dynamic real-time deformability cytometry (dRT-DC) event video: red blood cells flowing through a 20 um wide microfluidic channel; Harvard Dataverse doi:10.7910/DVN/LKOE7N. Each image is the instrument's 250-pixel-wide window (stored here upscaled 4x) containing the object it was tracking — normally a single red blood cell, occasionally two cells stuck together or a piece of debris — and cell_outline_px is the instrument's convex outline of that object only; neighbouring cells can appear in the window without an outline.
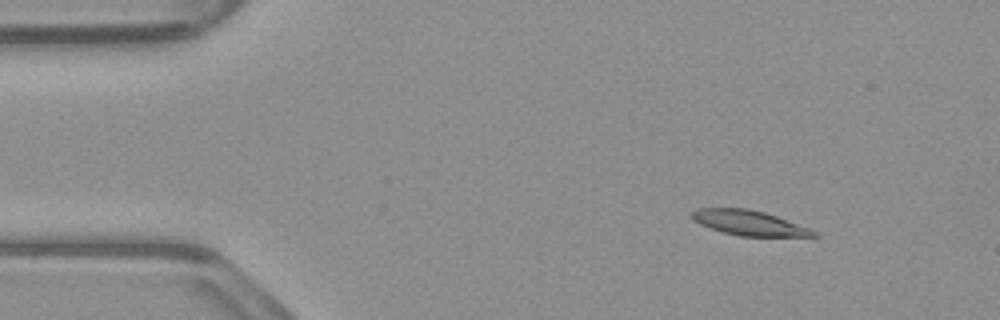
{"species": "common noctule bat (a hibernating species)", "species_latin": "Nyctalus noctula", "temperature_condition": "warm", "stored_images_in_passage": 48, "camera_frame_rate_fps": 3000, "um_per_image_px": 0.085, "animal": {"sex": "male", "body_mass_g": 23.1, "forearm_length_mm": 52.7}, "frame": {"image": 1, "passage_image": 1, "time_ms": 0.0, "image_size_px": [1000, 320], "cell_outline_px": [[820, 236], [740, 236], [724, 232], [700, 224], [692, 220], [688, 216], [696, 208], [748, 208], [764, 212], [776, 216], [808, 228], [816, 232]], "centroid_in_image_um": [63.6, 18.93], "position_along_channel_um": 21.4, "area_um2": 17.51}}
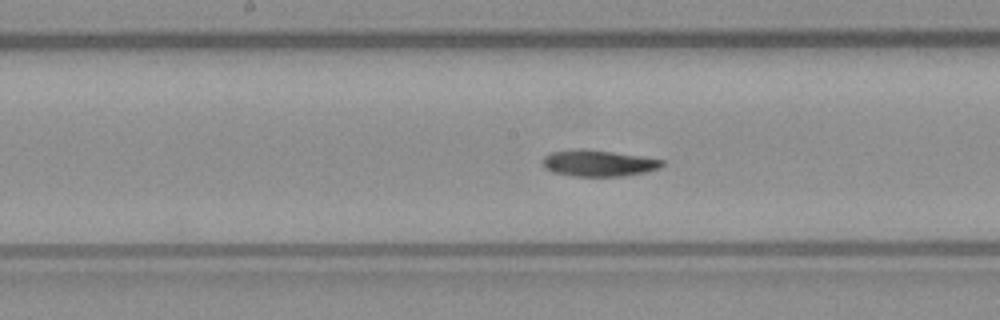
{"frame": {"image": 2, "passage_image": 21, "time_ms": 6.667, "image_size_px": [1000, 320], "cell_outline_px": [[664, 164], [660, 168], [648, 172], [624, 176], [572, 176], [552, 172], [544, 168], [540, 160], [544, 156], [552, 152], [572, 148], [588, 148], [644, 156], [664, 160]], "centroid_in_image_um": [50.85, 13.85], "position_along_channel_um": 197.3, "area_um2": 18.96}}
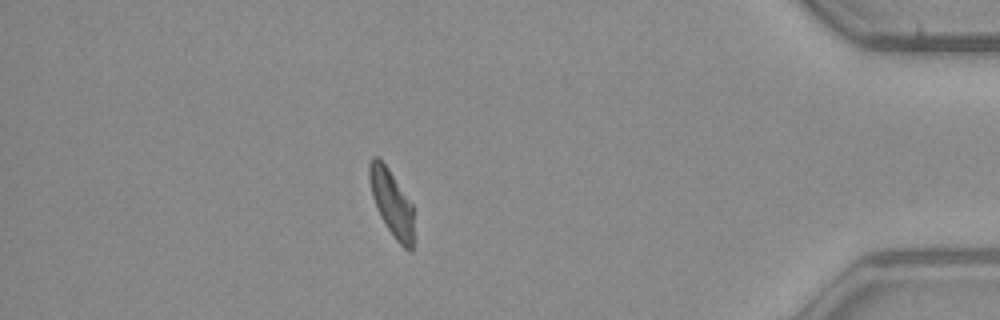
{"frame": {"image": 3, "passage_image": 41, "time_ms": 13.333, "image_size_px": [1000, 320], "cell_outline_px": [[412, 252], [408, 252], [396, 240], [380, 216], [372, 196], [368, 176], [368, 164], [372, 156], [376, 156], [388, 168], [412, 204]], "centroid_in_image_um": [33.26, 17.22], "position_along_channel_um": 401.9, "area_um2": 16.82}}